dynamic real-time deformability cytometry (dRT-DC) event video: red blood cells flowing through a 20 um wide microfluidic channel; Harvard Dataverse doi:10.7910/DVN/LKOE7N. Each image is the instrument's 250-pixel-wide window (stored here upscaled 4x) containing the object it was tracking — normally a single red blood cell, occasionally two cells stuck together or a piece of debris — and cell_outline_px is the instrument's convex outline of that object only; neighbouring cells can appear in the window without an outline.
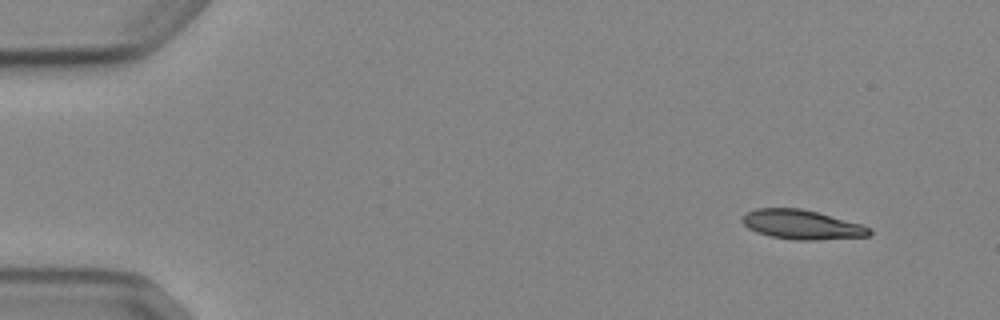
{"species": "Egyptian fruit bat (a non-hibernating species)", "species_latin": "Rousettus aegyptiacus", "temperature_condition": "cold", "stored_images_in_passage": 4, "camera_frame_rate_fps": 3000, "um_per_image_px": 0.085, "animal": {"sex": "female"}, "frame": {"image": 1, "passage_image": 1, "time_ms": 0.0, "image_size_px": [1000, 320], "cell_outline_px": [[872, 232], [868, 236], [816, 240], [796, 240], [772, 236], [756, 232], [748, 228], [740, 220], [744, 212], [756, 208], [800, 208], [816, 212], [860, 224], [872, 228]], "centroid_in_image_um": [68.11, 19.09], "position_along_channel_um": 16.9, "area_um2": 21.68}}